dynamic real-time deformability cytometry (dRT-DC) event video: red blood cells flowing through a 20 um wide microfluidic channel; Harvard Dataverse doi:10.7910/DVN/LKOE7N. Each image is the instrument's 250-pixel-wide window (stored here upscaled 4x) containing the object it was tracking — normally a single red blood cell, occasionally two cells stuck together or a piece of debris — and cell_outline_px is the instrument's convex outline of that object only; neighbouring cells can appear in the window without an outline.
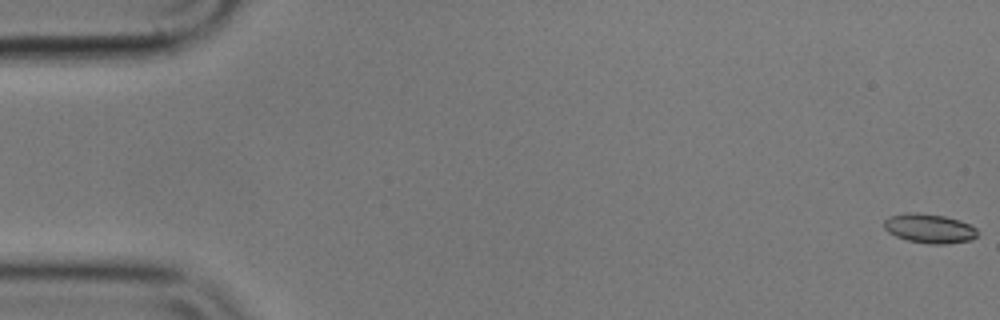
{"species": "common noctule bat (a hibernating species)", "species_latin": "Nyctalus noctula", "temperature_condition": "cold", "stored_images_in_passage": 56, "camera_frame_rate_fps": 3000, "um_per_image_px": 0.085, "animal": {"sex": "male", "body_mass_g": 17.9}, "frame": {"image": 1, "passage_image": 1, "time_ms": 0.0, "image_size_px": [1000, 320], "cell_outline_px": [[980, 232], [972, 240], [948, 244], [928, 244], [908, 240], [896, 236], [888, 232], [884, 228], [884, 220], [888, 216], [908, 212], [916, 212], [944, 216], [960, 220], [976, 228]], "centroid_in_image_um": [79.01, 19.42], "position_along_channel_um": 6.0, "area_um2": 16.13}}
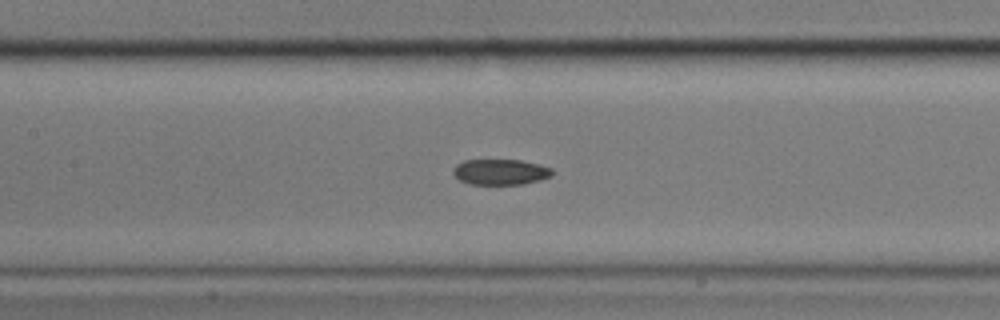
{"frame": {"image": 2, "passage_image": 26, "time_ms": 8.333, "image_size_px": [1000, 320], "cell_outline_px": [[552, 176], [540, 180], [524, 184], [472, 184], [460, 180], [452, 172], [452, 168], [456, 164], [464, 160], [520, 160], [540, 164], [552, 168]], "centroid_in_image_um": [42.55, 14.61], "position_along_channel_um": 164.9, "area_um2": 14.85}}
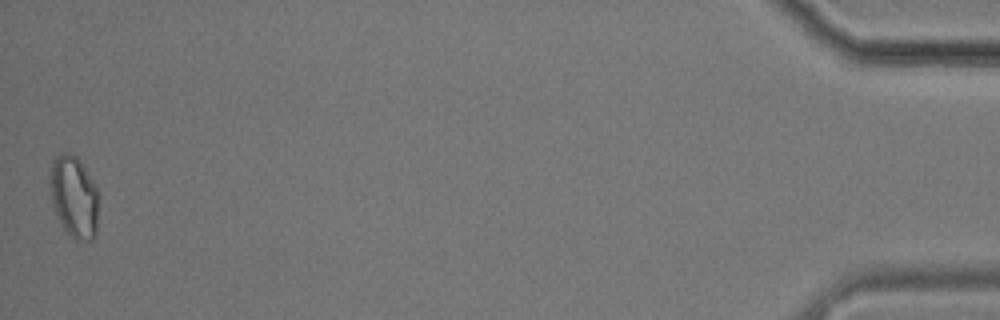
{"frame": {"image": 3, "passage_image": 56, "time_ms": 18.333, "image_size_px": [1000, 320], "cell_outline_px": [[96, 236], [92, 240], [76, 240], [60, 224], [56, 216], [52, 204], [52, 160], [56, 156], [64, 152], [68, 152], [76, 156], [84, 168], [96, 188]], "centroid_in_image_um": [6.28, 16.75], "position_along_channel_um": 428.9, "area_um2": 22.31}, "authors_computed_cell_mechanics": {"area_um2": 15.8372, "velocity_mm_per_s": 3.577, "shape_relaxation_time_tau1_ms": null, "shape_relaxation_time_tau2_ms": 10.8493, "deformation_change_tau1": null, "deformation_change_tau2": 0.1387}}